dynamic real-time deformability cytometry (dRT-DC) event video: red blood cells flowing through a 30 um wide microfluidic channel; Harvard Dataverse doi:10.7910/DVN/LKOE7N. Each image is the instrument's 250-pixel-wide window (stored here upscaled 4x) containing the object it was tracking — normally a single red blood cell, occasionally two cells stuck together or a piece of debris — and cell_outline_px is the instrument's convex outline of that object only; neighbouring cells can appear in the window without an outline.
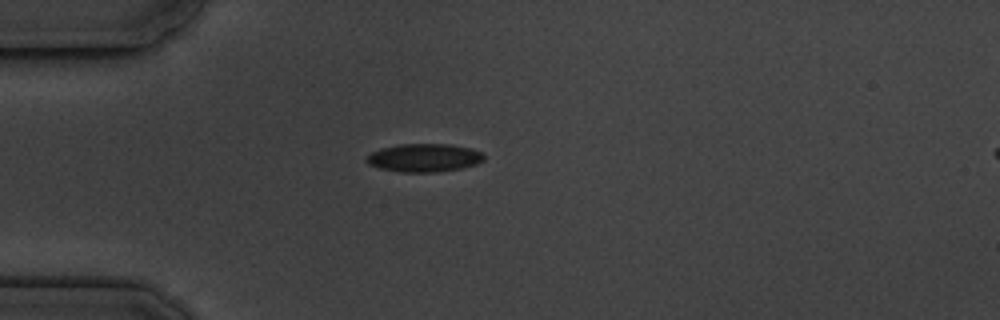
{"species": "common noctule bat (a hibernating species)", "species_latin": "Nyctalus noctula", "temperature_condition": "cold", "stored_images_in_passage": 1, "camera_frame_rate_fps": 3000, "um_per_image_px": 0.085, "animal": {"sex": "male", "body_mass_g": 19.5, "forearm_length_mm": 54.6}, "frame": {"image": 1, "passage_image": 1, "time_ms": 0.0, "image_size_px": [1000, 320], "cell_outline_px": [[484, 160], [476, 164], [460, 168], [436, 172], [400, 172], [380, 168], [368, 164], [364, 160], [372, 152], [380, 148], [400, 144], [452, 144], [472, 148], [480, 152], [484, 156]], "centroid_in_image_um": [36.04, 13.4], "position_along_channel_um": 49.0, "area_um2": 19.31}}